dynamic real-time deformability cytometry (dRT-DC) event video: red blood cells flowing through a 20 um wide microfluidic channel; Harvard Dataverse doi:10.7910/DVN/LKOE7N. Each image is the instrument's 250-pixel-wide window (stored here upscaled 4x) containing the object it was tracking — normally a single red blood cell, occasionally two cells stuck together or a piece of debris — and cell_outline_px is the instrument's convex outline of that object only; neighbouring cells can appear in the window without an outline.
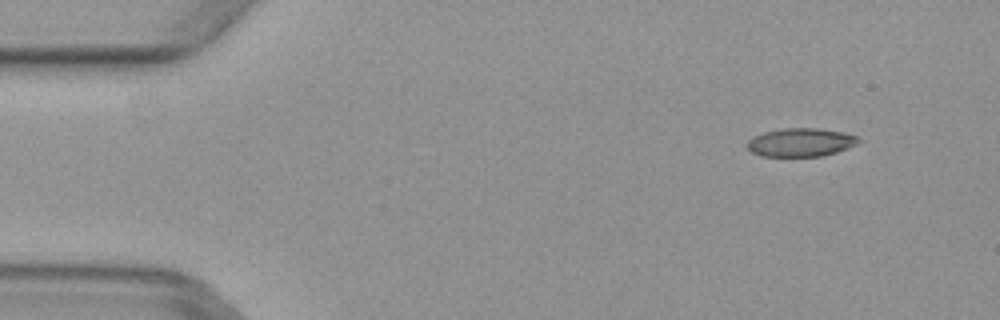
{"species": "common noctule bat (a hibernating species)", "species_latin": "Nyctalus noctula", "temperature_condition": "warm", "stored_images_in_passage": 2, "camera_frame_rate_fps": 3000, "um_per_image_px": 0.085, "animal": {"sex": "female", "body_mass_g": 29.2, "forearm_length_mm": 56.3}, "frame": {"image": 1, "passage_image": 2, "time_ms": 0.333, "image_size_px": [1000, 320], "cell_outline_px": [[860, 140], [856, 144], [836, 152], [824, 156], [760, 156], [752, 152], [748, 148], [748, 140], [752, 136], [764, 132], [784, 128], [816, 128], [844, 132], [856, 136]], "centroid_in_image_um": [68.04, 12.1], "position_along_channel_um": 17.0, "area_um2": 18.32}}